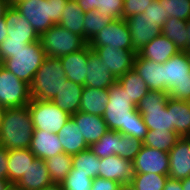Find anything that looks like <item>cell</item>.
Here are the masks:
<instances>
[{"instance_id": "obj_1", "label": "cell", "mask_w": 190, "mask_h": 190, "mask_svg": "<svg viewBox=\"0 0 190 190\" xmlns=\"http://www.w3.org/2000/svg\"><path fill=\"white\" fill-rule=\"evenodd\" d=\"M108 94L109 101L102 115L108 130L119 131L143 141L148 128L136 106L129 102L126 91L116 82L108 88Z\"/></svg>"}, {"instance_id": "obj_2", "label": "cell", "mask_w": 190, "mask_h": 190, "mask_svg": "<svg viewBox=\"0 0 190 190\" xmlns=\"http://www.w3.org/2000/svg\"><path fill=\"white\" fill-rule=\"evenodd\" d=\"M33 131L28 105L6 108L0 125V145L7 150L29 148Z\"/></svg>"}, {"instance_id": "obj_3", "label": "cell", "mask_w": 190, "mask_h": 190, "mask_svg": "<svg viewBox=\"0 0 190 190\" xmlns=\"http://www.w3.org/2000/svg\"><path fill=\"white\" fill-rule=\"evenodd\" d=\"M68 0H15L14 7L26 18L40 36L59 24Z\"/></svg>"}, {"instance_id": "obj_4", "label": "cell", "mask_w": 190, "mask_h": 190, "mask_svg": "<svg viewBox=\"0 0 190 190\" xmlns=\"http://www.w3.org/2000/svg\"><path fill=\"white\" fill-rule=\"evenodd\" d=\"M65 79L60 58L46 56L30 84L31 99L52 101Z\"/></svg>"}, {"instance_id": "obj_5", "label": "cell", "mask_w": 190, "mask_h": 190, "mask_svg": "<svg viewBox=\"0 0 190 190\" xmlns=\"http://www.w3.org/2000/svg\"><path fill=\"white\" fill-rule=\"evenodd\" d=\"M45 57L46 54L38 40L23 45L22 49L13 53V57L5 59L1 65L30 85Z\"/></svg>"}, {"instance_id": "obj_6", "label": "cell", "mask_w": 190, "mask_h": 190, "mask_svg": "<svg viewBox=\"0 0 190 190\" xmlns=\"http://www.w3.org/2000/svg\"><path fill=\"white\" fill-rule=\"evenodd\" d=\"M167 92L150 90L137 104L136 109L142 115L148 130L171 131L170 112H167Z\"/></svg>"}, {"instance_id": "obj_7", "label": "cell", "mask_w": 190, "mask_h": 190, "mask_svg": "<svg viewBox=\"0 0 190 190\" xmlns=\"http://www.w3.org/2000/svg\"><path fill=\"white\" fill-rule=\"evenodd\" d=\"M48 57L60 58L83 49L88 43L79 35L55 24L39 36Z\"/></svg>"}, {"instance_id": "obj_8", "label": "cell", "mask_w": 190, "mask_h": 190, "mask_svg": "<svg viewBox=\"0 0 190 190\" xmlns=\"http://www.w3.org/2000/svg\"><path fill=\"white\" fill-rule=\"evenodd\" d=\"M28 108L36 130L58 134L71 118L70 114L60 109L52 101L31 99Z\"/></svg>"}, {"instance_id": "obj_9", "label": "cell", "mask_w": 190, "mask_h": 190, "mask_svg": "<svg viewBox=\"0 0 190 190\" xmlns=\"http://www.w3.org/2000/svg\"><path fill=\"white\" fill-rule=\"evenodd\" d=\"M30 100V85L0 64V105L6 108L23 107Z\"/></svg>"}, {"instance_id": "obj_10", "label": "cell", "mask_w": 190, "mask_h": 190, "mask_svg": "<svg viewBox=\"0 0 190 190\" xmlns=\"http://www.w3.org/2000/svg\"><path fill=\"white\" fill-rule=\"evenodd\" d=\"M89 47L109 45L113 48L133 50L129 26L125 19H117L108 24L88 42Z\"/></svg>"}, {"instance_id": "obj_11", "label": "cell", "mask_w": 190, "mask_h": 190, "mask_svg": "<svg viewBox=\"0 0 190 190\" xmlns=\"http://www.w3.org/2000/svg\"><path fill=\"white\" fill-rule=\"evenodd\" d=\"M90 48L100 57L102 64L110 70L116 79L133 69L137 55L134 50L113 48L109 45Z\"/></svg>"}, {"instance_id": "obj_12", "label": "cell", "mask_w": 190, "mask_h": 190, "mask_svg": "<svg viewBox=\"0 0 190 190\" xmlns=\"http://www.w3.org/2000/svg\"><path fill=\"white\" fill-rule=\"evenodd\" d=\"M132 165L134 174L153 173L168 176L169 156L167 152L142 145Z\"/></svg>"}, {"instance_id": "obj_13", "label": "cell", "mask_w": 190, "mask_h": 190, "mask_svg": "<svg viewBox=\"0 0 190 190\" xmlns=\"http://www.w3.org/2000/svg\"><path fill=\"white\" fill-rule=\"evenodd\" d=\"M131 35V44L133 50L138 53L153 38L161 34V27L156 21L147 17L144 12L142 14H134L126 19Z\"/></svg>"}, {"instance_id": "obj_14", "label": "cell", "mask_w": 190, "mask_h": 190, "mask_svg": "<svg viewBox=\"0 0 190 190\" xmlns=\"http://www.w3.org/2000/svg\"><path fill=\"white\" fill-rule=\"evenodd\" d=\"M7 26L8 40L32 43L39 40V35L13 4H9L3 14Z\"/></svg>"}, {"instance_id": "obj_15", "label": "cell", "mask_w": 190, "mask_h": 190, "mask_svg": "<svg viewBox=\"0 0 190 190\" xmlns=\"http://www.w3.org/2000/svg\"><path fill=\"white\" fill-rule=\"evenodd\" d=\"M168 177L183 180L190 176V137H181L169 151Z\"/></svg>"}, {"instance_id": "obj_16", "label": "cell", "mask_w": 190, "mask_h": 190, "mask_svg": "<svg viewBox=\"0 0 190 190\" xmlns=\"http://www.w3.org/2000/svg\"><path fill=\"white\" fill-rule=\"evenodd\" d=\"M117 79L104 64L100 57L88 45L87 73L84 87L108 89Z\"/></svg>"}, {"instance_id": "obj_17", "label": "cell", "mask_w": 190, "mask_h": 190, "mask_svg": "<svg viewBox=\"0 0 190 190\" xmlns=\"http://www.w3.org/2000/svg\"><path fill=\"white\" fill-rule=\"evenodd\" d=\"M100 164L99 177L101 178L123 184L130 183L134 176L132 162L118 155L100 158Z\"/></svg>"}, {"instance_id": "obj_18", "label": "cell", "mask_w": 190, "mask_h": 190, "mask_svg": "<svg viewBox=\"0 0 190 190\" xmlns=\"http://www.w3.org/2000/svg\"><path fill=\"white\" fill-rule=\"evenodd\" d=\"M133 68L145 81L149 90H161L167 92V87L165 86L164 63L159 64L152 60L142 58L137 53Z\"/></svg>"}, {"instance_id": "obj_19", "label": "cell", "mask_w": 190, "mask_h": 190, "mask_svg": "<svg viewBox=\"0 0 190 190\" xmlns=\"http://www.w3.org/2000/svg\"><path fill=\"white\" fill-rule=\"evenodd\" d=\"M81 134L90 147L96 143L107 131V125L102 116L78 111L71 115Z\"/></svg>"}, {"instance_id": "obj_20", "label": "cell", "mask_w": 190, "mask_h": 190, "mask_svg": "<svg viewBox=\"0 0 190 190\" xmlns=\"http://www.w3.org/2000/svg\"><path fill=\"white\" fill-rule=\"evenodd\" d=\"M29 149L37 158L42 160L64 153L57 134L36 129L33 131Z\"/></svg>"}, {"instance_id": "obj_21", "label": "cell", "mask_w": 190, "mask_h": 190, "mask_svg": "<svg viewBox=\"0 0 190 190\" xmlns=\"http://www.w3.org/2000/svg\"><path fill=\"white\" fill-rule=\"evenodd\" d=\"M67 80L84 86L87 73L88 44L81 50L60 57Z\"/></svg>"}, {"instance_id": "obj_22", "label": "cell", "mask_w": 190, "mask_h": 190, "mask_svg": "<svg viewBox=\"0 0 190 190\" xmlns=\"http://www.w3.org/2000/svg\"><path fill=\"white\" fill-rule=\"evenodd\" d=\"M167 112H170L171 132L180 137H190V101L168 97Z\"/></svg>"}, {"instance_id": "obj_23", "label": "cell", "mask_w": 190, "mask_h": 190, "mask_svg": "<svg viewBox=\"0 0 190 190\" xmlns=\"http://www.w3.org/2000/svg\"><path fill=\"white\" fill-rule=\"evenodd\" d=\"M165 86L167 92L177 83L190 81V63L185 51H179L164 63Z\"/></svg>"}, {"instance_id": "obj_24", "label": "cell", "mask_w": 190, "mask_h": 190, "mask_svg": "<svg viewBox=\"0 0 190 190\" xmlns=\"http://www.w3.org/2000/svg\"><path fill=\"white\" fill-rule=\"evenodd\" d=\"M179 52L175 44L166 36L160 34L146 44L138 54L142 58L163 64Z\"/></svg>"}, {"instance_id": "obj_25", "label": "cell", "mask_w": 190, "mask_h": 190, "mask_svg": "<svg viewBox=\"0 0 190 190\" xmlns=\"http://www.w3.org/2000/svg\"><path fill=\"white\" fill-rule=\"evenodd\" d=\"M84 86L65 79L52 103L70 115L77 113L81 104Z\"/></svg>"}, {"instance_id": "obj_26", "label": "cell", "mask_w": 190, "mask_h": 190, "mask_svg": "<svg viewBox=\"0 0 190 190\" xmlns=\"http://www.w3.org/2000/svg\"><path fill=\"white\" fill-rule=\"evenodd\" d=\"M51 183L45 161L36 158L16 186L20 190H41Z\"/></svg>"}, {"instance_id": "obj_27", "label": "cell", "mask_w": 190, "mask_h": 190, "mask_svg": "<svg viewBox=\"0 0 190 190\" xmlns=\"http://www.w3.org/2000/svg\"><path fill=\"white\" fill-rule=\"evenodd\" d=\"M57 135L63 147L64 153L68 155L73 156L81 151L89 149V146L84 140L79 127L72 118L66 122Z\"/></svg>"}, {"instance_id": "obj_28", "label": "cell", "mask_w": 190, "mask_h": 190, "mask_svg": "<svg viewBox=\"0 0 190 190\" xmlns=\"http://www.w3.org/2000/svg\"><path fill=\"white\" fill-rule=\"evenodd\" d=\"M37 157L26 149H12L8 154V180L16 185Z\"/></svg>"}, {"instance_id": "obj_29", "label": "cell", "mask_w": 190, "mask_h": 190, "mask_svg": "<svg viewBox=\"0 0 190 190\" xmlns=\"http://www.w3.org/2000/svg\"><path fill=\"white\" fill-rule=\"evenodd\" d=\"M108 97V89L84 87L79 111L102 116L107 108Z\"/></svg>"}, {"instance_id": "obj_30", "label": "cell", "mask_w": 190, "mask_h": 190, "mask_svg": "<svg viewBox=\"0 0 190 190\" xmlns=\"http://www.w3.org/2000/svg\"><path fill=\"white\" fill-rule=\"evenodd\" d=\"M117 83L126 91L129 102H132L135 106L150 91L145 81L138 75L134 68L119 77Z\"/></svg>"}, {"instance_id": "obj_31", "label": "cell", "mask_w": 190, "mask_h": 190, "mask_svg": "<svg viewBox=\"0 0 190 190\" xmlns=\"http://www.w3.org/2000/svg\"><path fill=\"white\" fill-rule=\"evenodd\" d=\"M84 12L75 0H68L59 25L83 38Z\"/></svg>"}, {"instance_id": "obj_32", "label": "cell", "mask_w": 190, "mask_h": 190, "mask_svg": "<svg viewBox=\"0 0 190 190\" xmlns=\"http://www.w3.org/2000/svg\"><path fill=\"white\" fill-rule=\"evenodd\" d=\"M186 21L169 17L165 21L161 34L170 39L179 51L188 49Z\"/></svg>"}, {"instance_id": "obj_33", "label": "cell", "mask_w": 190, "mask_h": 190, "mask_svg": "<svg viewBox=\"0 0 190 190\" xmlns=\"http://www.w3.org/2000/svg\"><path fill=\"white\" fill-rule=\"evenodd\" d=\"M72 161L75 173L87 174V176L93 179L99 177V170L101 168L100 158L90 149L73 155Z\"/></svg>"}, {"instance_id": "obj_34", "label": "cell", "mask_w": 190, "mask_h": 190, "mask_svg": "<svg viewBox=\"0 0 190 190\" xmlns=\"http://www.w3.org/2000/svg\"><path fill=\"white\" fill-rule=\"evenodd\" d=\"M180 138L176 132L169 130H148L142 142L144 146L169 153Z\"/></svg>"}, {"instance_id": "obj_35", "label": "cell", "mask_w": 190, "mask_h": 190, "mask_svg": "<svg viewBox=\"0 0 190 190\" xmlns=\"http://www.w3.org/2000/svg\"><path fill=\"white\" fill-rule=\"evenodd\" d=\"M50 179L54 183H61L72 169V156L60 153L44 160Z\"/></svg>"}, {"instance_id": "obj_36", "label": "cell", "mask_w": 190, "mask_h": 190, "mask_svg": "<svg viewBox=\"0 0 190 190\" xmlns=\"http://www.w3.org/2000/svg\"><path fill=\"white\" fill-rule=\"evenodd\" d=\"M119 141H121V132L108 130L96 143L89 149L99 158L111 155L119 156Z\"/></svg>"}, {"instance_id": "obj_37", "label": "cell", "mask_w": 190, "mask_h": 190, "mask_svg": "<svg viewBox=\"0 0 190 190\" xmlns=\"http://www.w3.org/2000/svg\"><path fill=\"white\" fill-rule=\"evenodd\" d=\"M83 39L88 43L93 36L112 23L115 19L107 14H100L98 10L84 13Z\"/></svg>"}, {"instance_id": "obj_38", "label": "cell", "mask_w": 190, "mask_h": 190, "mask_svg": "<svg viewBox=\"0 0 190 190\" xmlns=\"http://www.w3.org/2000/svg\"><path fill=\"white\" fill-rule=\"evenodd\" d=\"M167 179V175L153 173L134 174L131 184L136 190H163Z\"/></svg>"}, {"instance_id": "obj_39", "label": "cell", "mask_w": 190, "mask_h": 190, "mask_svg": "<svg viewBox=\"0 0 190 190\" xmlns=\"http://www.w3.org/2000/svg\"><path fill=\"white\" fill-rule=\"evenodd\" d=\"M164 9V18L175 17L187 21L190 18V0H158Z\"/></svg>"}, {"instance_id": "obj_40", "label": "cell", "mask_w": 190, "mask_h": 190, "mask_svg": "<svg viewBox=\"0 0 190 190\" xmlns=\"http://www.w3.org/2000/svg\"><path fill=\"white\" fill-rule=\"evenodd\" d=\"M92 182L93 178H90L87 174L75 173V169L72 167L61 185L63 190H91Z\"/></svg>"}, {"instance_id": "obj_41", "label": "cell", "mask_w": 190, "mask_h": 190, "mask_svg": "<svg viewBox=\"0 0 190 190\" xmlns=\"http://www.w3.org/2000/svg\"><path fill=\"white\" fill-rule=\"evenodd\" d=\"M143 142L140 139L121 133V141H119V156L133 161L140 151Z\"/></svg>"}, {"instance_id": "obj_42", "label": "cell", "mask_w": 190, "mask_h": 190, "mask_svg": "<svg viewBox=\"0 0 190 190\" xmlns=\"http://www.w3.org/2000/svg\"><path fill=\"white\" fill-rule=\"evenodd\" d=\"M124 0H96V10L100 14L112 16L115 20L122 19Z\"/></svg>"}, {"instance_id": "obj_43", "label": "cell", "mask_w": 190, "mask_h": 190, "mask_svg": "<svg viewBox=\"0 0 190 190\" xmlns=\"http://www.w3.org/2000/svg\"><path fill=\"white\" fill-rule=\"evenodd\" d=\"M154 0H124L122 19H128L134 14H142Z\"/></svg>"}, {"instance_id": "obj_44", "label": "cell", "mask_w": 190, "mask_h": 190, "mask_svg": "<svg viewBox=\"0 0 190 190\" xmlns=\"http://www.w3.org/2000/svg\"><path fill=\"white\" fill-rule=\"evenodd\" d=\"M29 43H25L22 41L16 40H8L6 38L0 44V64L7 58L13 57V53L23 48V45H28Z\"/></svg>"}, {"instance_id": "obj_45", "label": "cell", "mask_w": 190, "mask_h": 190, "mask_svg": "<svg viewBox=\"0 0 190 190\" xmlns=\"http://www.w3.org/2000/svg\"><path fill=\"white\" fill-rule=\"evenodd\" d=\"M168 97L176 100H190V81L177 83V86H172L168 92Z\"/></svg>"}, {"instance_id": "obj_46", "label": "cell", "mask_w": 190, "mask_h": 190, "mask_svg": "<svg viewBox=\"0 0 190 190\" xmlns=\"http://www.w3.org/2000/svg\"><path fill=\"white\" fill-rule=\"evenodd\" d=\"M147 14V17L156 21V24L159 27H163L167 18H164V9L160 6L158 0H154L144 11Z\"/></svg>"}, {"instance_id": "obj_47", "label": "cell", "mask_w": 190, "mask_h": 190, "mask_svg": "<svg viewBox=\"0 0 190 190\" xmlns=\"http://www.w3.org/2000/svg\"><path fill=\"white\" fill-rule=\"evenodd\" d=\"M121 183L101 177L93 179L91 190H118Z\"/></svg>"}, {"instance_id": "obj_48", "label": "cell", "mask_w": 190, "mask_h": 190, "mask_svg": "<svg viewBox=\"0 0 190 190\" xmlns=\"http://www.w3.org/2000/svg\"><path fill=\"white\" fill-rule=\"evenodd\" d=\"M8 154L9 150L0 145V179L8 180Z\"/></svg>"}, {"instance_id": "obj_49", "label": "cell", "mask_w": 190, "mask_h": 190, "mask_svg": "<svg viewBox=\"0 0 190 190\" xmlns=\"http://www.w3.org/2000/svg\"><path fill=\"white\" fill-rule=\"evenodd\" d=\"M75 1L81 7L84 13L90 10L91 11L96 10V0H75Z\"/></svg>"}, {"instance_id": "obj_50", "label": "cell", "mask_w": 190, "mask_h": 190, "mask_svg": "<svg viewBox=\"0 0 190 190\" xmlns=\"http://www.w3.org/2000/svg\"><path fill=\"white\" fill-rule=\"evenodd\" d=\"M163 190H183L181 180L168 177Z\"/></svg>"}, {"instance_id": "obj_51", "label": "cell", "mask_w": 190, "mask_h": 190, "mask_svg": "<svg viewBox=\"0 0 190 190\" xmlns=\"http://www.w3.org/2000/svg\"><path fill=\"white\" fill-rule=\"evenodd\" d=\"M7 26L4 17L0 18V44L7 38Z\"/></svg>"}, {"instance_id": "obj_52", "label": "cell", "mask_w": 190, "mask_h": 190, "mask_svg": "<svg viewBox=\"0 0 190 190\" xmlns=\"http://www.w3.org/2000/svg\"><path fill=\"white\" fill-rule=\"evenodd\" d=\"M41 190H63L61 183H54L52 182L50 185L42 188Z\"/></svg>"}, {"instance_id": "obj_53", "label": "cell", "mask_w": 190, "mask_h": 190, "mask_svg": "<svg viewBox=\"0 0 190 190\" xmlns=\"http://www.w3.org/2000/svg\"><path fill=\"white\" fill-rule=\"evenodd\" d=\"M12 184L7 179H0V190H8Z\"/></svg>"}, {"instance_id": "obj_54", "label": "cell", "mask_w": 190, "mask_h": 190, "mask_svg": "<svg viewBox=\"0 0 190 190\" xmlns=\"http://www.w3.org/2000/svg\"><path fill=\"white\" fill-rule=\"evenodd\" d=\"M10 3L7 0H0V18L3 17L5 8L9 5Z\"/></svg>"}, {"instance_id": "obj_55", "label": "cell", "mask_w": 190, "mask_h": 190, "mask_svg": "<svg viewBox=\"0 0 190 190\" xmlns=\"http://www.w3.org/2000/svg\"><path fill=\"white\" fill-rule=\"evenodd\" d=\"M183 190H190V176L186 179L181 180Z\"/></svg>"}, {"instance_id": "obj_56", "label": "cell", "mask_w": 190, "mask_h": 190, "mask_svg": "<svg viewBox=\"0 0 190 190\" xmlns=\"http://www.w3.org/2000/svg\"><path fill=\"white\" fill-rule=\"evenodd\" d=\"M118 190H136V189L130 182V183L121 184Z\"/></svg>"}, {"instance_id": "obj_57", "label": "cell", "mask_w": 190, "mask_h": 190, "mask_svg": "<svg viewBox=\"0 0 190 190\" xmlns=\"http://www.w3.org/2000/svg\"><path fill=\"white\" fill-rule=\"evenodd\" d=\"M188 48H190V18L186 21Z\"/></svg>"}, {"instance_id": "obj_58", "label": "cell", "mask_w": 190, "mask_h": 190, "mask_svg": "<svg viewBox=\"0 0 190 190\" xmlns=\"http://www.w3.org/2000/svg\"><path fill=\"white\" fill-rule=\"evenodd\" d=\"M5 110H6V107L0 105V125H1L4 113H5Z\"/></svg>"}, {"instance_id": "obj_59", "label": "cell", "mask_w": 190, "mask_h": 190, "mask_svg": "<svg viewBox=\"0 0 190 190\" xmlns=\"http://www.w3.org/2000/svg\"><path fill=\"white\" fill-rule=\"evenodd\" d=\"M187 57H188V61L190 63V48H188L186 51H185Z\"/></svg>"}, {"instance_id": "obj_60", "label": "cell", "mask_w": 190, "mask_h": 190, "mask_svg": "<svg viewBox=\"0 0 190 190\" xmlns=\"http://www.w3.org/2000/svg\"><path fill=\"white\" fill-rule=\"evenodd\" d=\"M8 190H20L16 185H11Z\"/></svg>"}, {"instance_id": "obj_61", "label": "cell", "mask_w": 190, "mask_h": 190, "mask_svg": "<svg viewBox=\"0 0 190 190\" xmlns=\"http://www.w3.org/2000/svg\"><path fill=\"white\" fill-rule=\"evenodd\" d=\"M10 4L13 3L15 0H7Z\"/></svg>"}]
</instances>
